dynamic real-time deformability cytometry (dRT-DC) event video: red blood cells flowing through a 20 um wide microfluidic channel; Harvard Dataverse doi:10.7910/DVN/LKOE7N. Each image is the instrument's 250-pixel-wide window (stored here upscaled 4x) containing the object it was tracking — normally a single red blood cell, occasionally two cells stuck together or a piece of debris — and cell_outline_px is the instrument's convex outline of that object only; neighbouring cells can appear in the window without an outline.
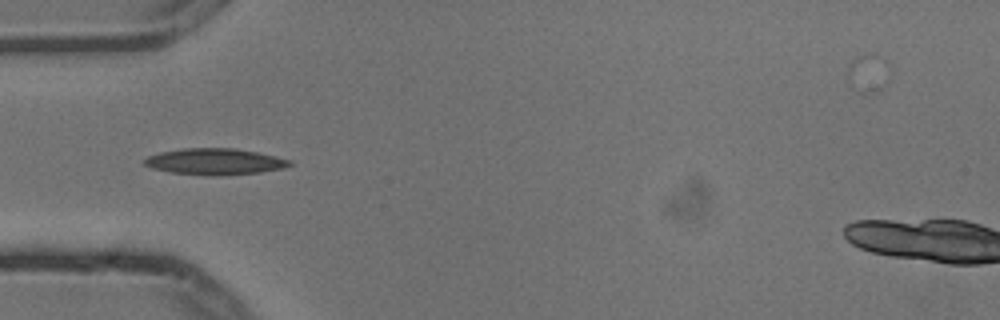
{"species": "common noctule bat (a hibernating species)", "species_latin": "Nyctalus noctula", "temperature_condition": "cold", "stored_images_in_passage": 5, "camera_frame_rate_fps": 3000, "um_per_image_px": 0.085, "animal": {"sex": "male", "body_mass_g": 13.3}, "frame": {"image": 1, "passage_image": 5, "time_ms": 1.333, "image_size_px": [1000, 320], "cell_outline_px": [[292, 164], [284, 168], [260, 172], [172, 172], [152, 168], [144, 164], [144, 160], [148, 156], [160, 152], [184, 148], [236, 148], [276, 156], [292, 160]], "centroid_in_image_um": [18.29, 13.67], "position_along_channel_um": 66.7, "area_um2": 20.87}}